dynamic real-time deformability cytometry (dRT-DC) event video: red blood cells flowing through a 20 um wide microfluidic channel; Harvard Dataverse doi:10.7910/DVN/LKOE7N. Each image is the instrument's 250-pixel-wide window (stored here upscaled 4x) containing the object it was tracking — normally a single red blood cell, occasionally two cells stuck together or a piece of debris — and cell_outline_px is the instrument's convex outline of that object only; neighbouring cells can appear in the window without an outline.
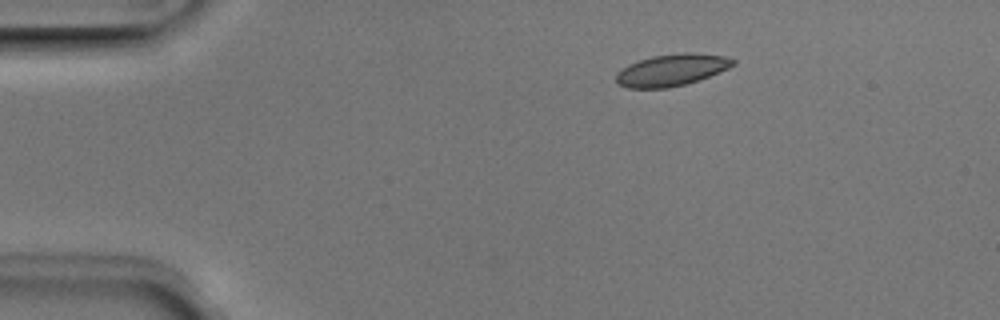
{"species": "Egyptian fruit bat (a non-hibernating species)", "species_latin": "Rousettus aegyptiacus", "temperature_condition": "room temperature", "stored_images_in_passage": 4, "camera_frame_rate_fps": 3000, "um_per_image_px": 0.085, "animal": {"sex": "male"}, "frame": {"image": 1, "passage_image": 2, "time_ms": 0.333, "image_size_px": [1000, 320], "cell_outline_px": [[736, 64], [728, 68], [708, 76], [684, 84], [668, 88], [628, 88], [616, 84], [616, 72], [628, 64], [652, 56], [684, 52], [692, 52], [724, 56], [736, 60]], "centroid_in_image_um": [57.05, 5.94], "position_along_channel_um": 27.9, "area_um2": 21.62}}
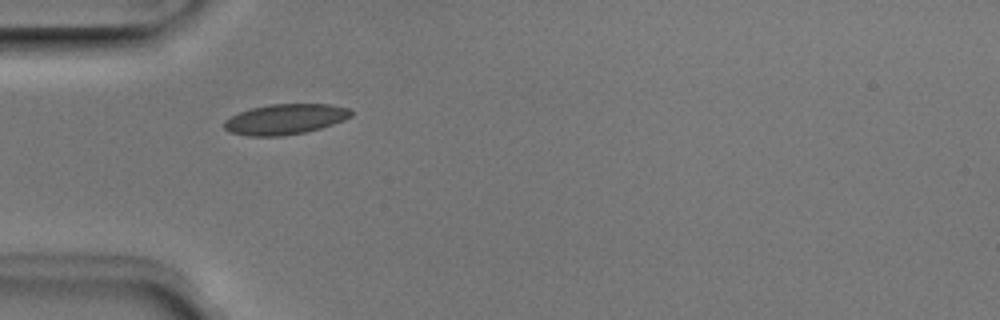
{"frame": {"image": 2, "passage_image": 3, "time_ms": 0.667, "image_size_px": [1000, 320], "cell_outline_px": [[352, 116], [344, 120], [320, 128], [304, 132], [280, 136], [248, 136], [232, 132], [224, 128], [224, 120], [240, 112], [252, 108], [272, 104], [328, 104], [348, 108], [352, 112]], "centroid_in_image_um": [24.25, 10.13], "position_along_channel_um": 60.8, "area_um2": 22.2}}